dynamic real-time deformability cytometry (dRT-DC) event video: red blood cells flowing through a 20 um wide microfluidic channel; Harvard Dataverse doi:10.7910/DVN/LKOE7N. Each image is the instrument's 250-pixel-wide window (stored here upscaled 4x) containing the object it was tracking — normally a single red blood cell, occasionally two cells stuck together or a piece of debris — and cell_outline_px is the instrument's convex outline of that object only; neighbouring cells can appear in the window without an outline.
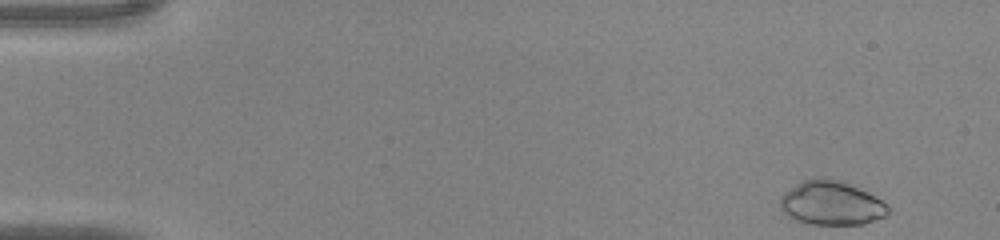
{"species": "common noctule bat (a hibernating species)", "species_latin": "Nyctalus noctula", "temperature_condition": "warm", "stored_images_in_passage": 42, "camera_frame_rate_fps": 3000, "um_per_image_px": 0.085, "animal": {"sex": "male", "body_mass_g": 20.0, "forearm_length_mm": 53.3}, "frame": {"image": 1, "passage_image": 1, "time_ms": 0.0, "image_size_px": [1000, 240], "cell_outline_px": [[888, 212], [884, 216], [864, 224], [808, 224], [796, 220], [788, 216], [780, 208], [780, 196], [784, 192], [796, 184], [804, 180], [836, 180], [848, 184], [868, 192], [876, 196], [888, 208]], "centroid_in_image_um": [70.63, 17.3], "position_along_channel_um": 14.4, "area_um2": 26.99}}
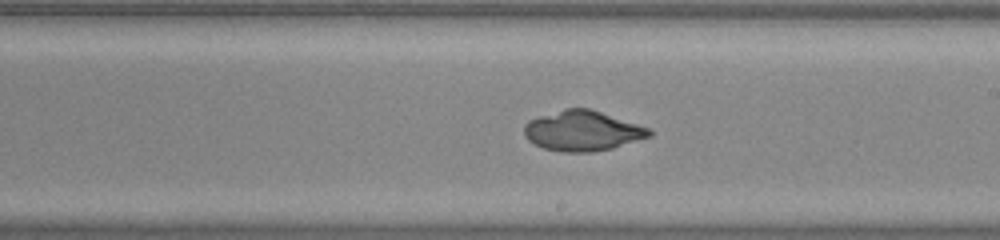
{"frame": {"image": 2, "passage_image": 24, "time_ms": 7.667, "image_size_px": [1000, 240], "cell_outline_px": [[652, 136], [612, 148], [592, 152], [560, 152], [544, 148], [528, 140], [524, 136], [524, 124], [528, 120], [564, 108], [588, 108], [648, 128], [652, 132]], "centroid_in_image_um": [49.47, 11.13], "position_along_channel_um": 239.5, "area_um2": 29.02}}
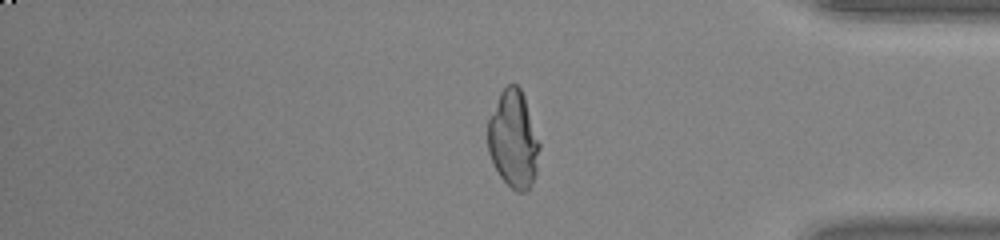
{"frame": {"image": 3, "passage_image": 35, "time_ms": 11.333, "image_size_px": [1000, 240], "cell_outline_px": [[540, 148], [536, 172], [532, 184], [528, 192], [516, 192], [500, 176], [488, 152], [488, 120], [500, 92], [508, 84], [516, 84], [520, 88], [524, 96], [540, 144]], "centroid_in_image_um": [43.65, 11.86], "position_along_channel_um": 391.6, "area_um2": 29.19}}